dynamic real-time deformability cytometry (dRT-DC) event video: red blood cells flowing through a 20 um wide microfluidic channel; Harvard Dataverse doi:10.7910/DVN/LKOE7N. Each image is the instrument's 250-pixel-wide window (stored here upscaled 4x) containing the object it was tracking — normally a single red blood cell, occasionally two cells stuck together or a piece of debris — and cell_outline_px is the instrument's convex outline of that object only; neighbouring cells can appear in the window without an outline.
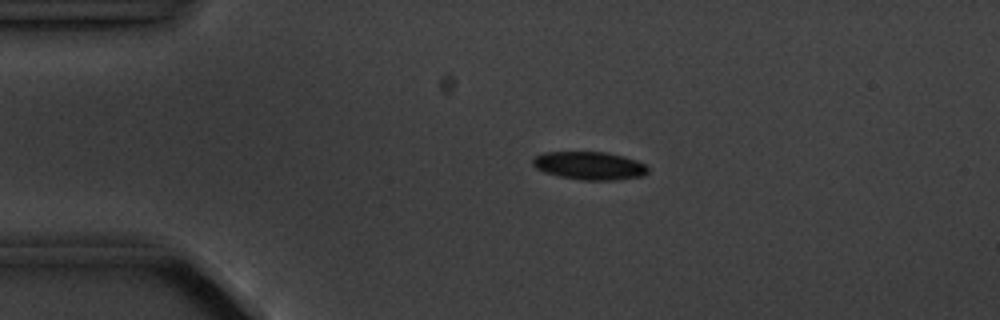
{"species": "common noctule bat (a hibernating species)", "species_latin": "Nyctalus noctula", "temperature_condition": "cold", "stored_images_in_passage": 5, "camera_frame_rate_fps": 3000, "um_per_image_px": 0.085, "animal": {"sex": "male", "body_mass_g": 20.1, "forearm_length_mm": 53.5}, "frame": {"image": 1, "passage_image": 4, "time_ms": 3.333, "image_size_px": [1000, 320], "cell_outline_px": [[648, 172], [640, 176], [612, 180], [580, 180], [560, 176], [544, 172], [536, 168], [532, 164], [532, 160], [536, 156], [544, 152], [608, 152], [624, 156], [636, 160], [644, 164], [648, 168]], "centroid_in_image_um": [50.09, 14.07], "position_along_channel_um": 34.9, "area_um2": 18.73}}